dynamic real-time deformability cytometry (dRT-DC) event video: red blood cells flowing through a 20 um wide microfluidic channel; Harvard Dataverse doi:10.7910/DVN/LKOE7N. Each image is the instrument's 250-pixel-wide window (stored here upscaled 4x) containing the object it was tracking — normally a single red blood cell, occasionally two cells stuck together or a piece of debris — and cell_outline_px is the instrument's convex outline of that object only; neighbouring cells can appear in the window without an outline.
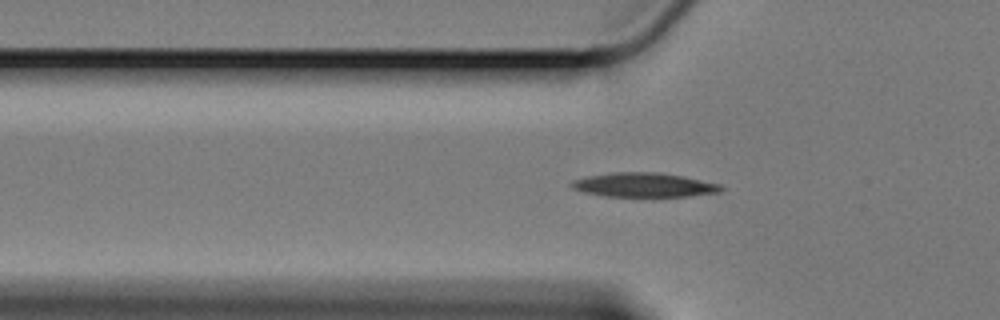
{"species": "Egyptian fruit bat (a non-hibernating species)", "species_latin": "Rousettus aegyptiacus", "temperature_condition": "cold", "stored_images_in_passage": 54, "camera_frame_rate_fps": 3000, "um_per_image_px": 0.085, "animal": {"sex": "female"}, "frame": {"image": 1, "passage_image": 19, "time_ms": 6.0, "image_size_px": [1000, 320], "cell_outline_px": [[724, 188], [720, 192], [688, 196], [652, 200], [604, 196], [584, 192], [572, 188], [568, 184], [572, 180], [588, 176], [612, 172], [656, 172], [684, 176], [720, 184]], "centroid_in_image_um": [54.74, 15.77], "position_along_channel_um": 71.1, "area_um2": 22.31}}
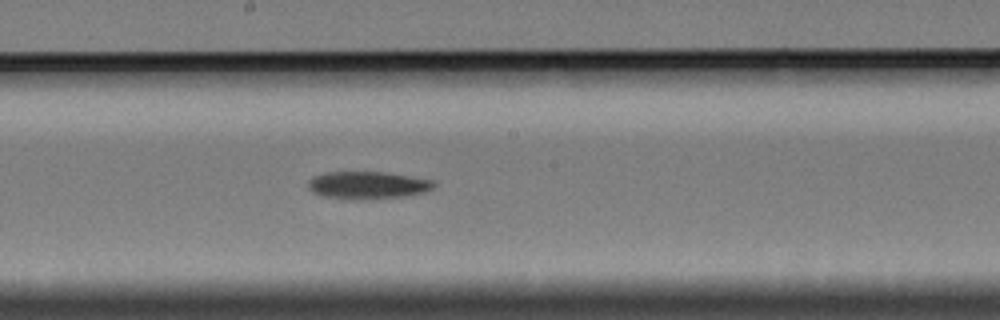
{"frame": {"image": 2, "passage_image": 32, "time_ms": 10.333, "image_size_px": [1000, 320], "cell_outline_px": [[436, 184], [432, 188], [424, 192], [404, 196], [352, 200], [324, 196], [312, 192], [308, 188], [308, 180], [312, 176], [324, 172], [384, 172], [436, 180]], "centroid_in_image_um": [31.23, 15.73], "position_along_channel_um": 217.0, "area_um2": 20.23}}
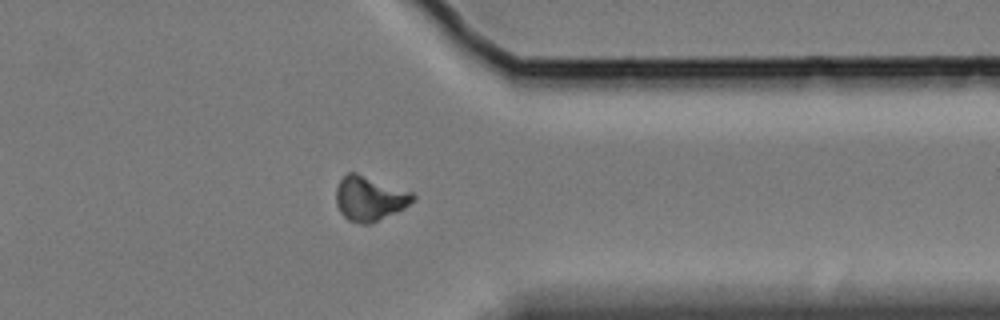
{"frame": {"image": 3, "passage_image": 47, "time_ms": 15.333, "image_size_px": [1000, 320], "cell_outline_px": [[416, 200], [404, 208], [372, 224], [360, 224], [348, 220], [340, 212], [336, 204], [336, 188], [340, 180], [348, 172], [356, 172], [412, 192], [416, 196]], "centroid_in_image_um": [31.42, 16.88], "position_along_channel_um": 380.0, "area_um2": 20.11}}